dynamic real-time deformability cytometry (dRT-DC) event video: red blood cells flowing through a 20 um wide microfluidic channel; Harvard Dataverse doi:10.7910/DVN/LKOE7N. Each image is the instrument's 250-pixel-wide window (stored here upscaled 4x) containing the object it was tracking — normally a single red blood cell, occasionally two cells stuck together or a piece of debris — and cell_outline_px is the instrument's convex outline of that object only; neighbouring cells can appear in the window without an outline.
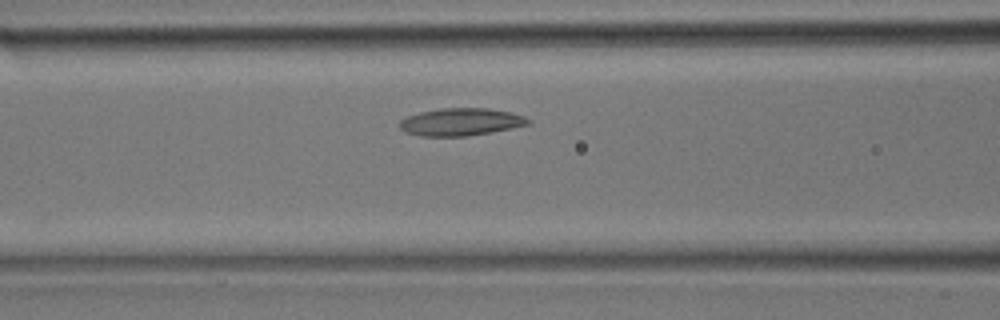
{"species": "common noctule bat (a hibernating species)", "species_latin": "Nyctalus noctula", "temperature_condition": "room temperature", "stored_images_in_passage": 17, "camera_frame_rate_fps": 3000, "um_per_image_px": 0.085, "animal": {"sex": "male", "body_mass_g": 17.9}, "frame": {"image": 1, "passage_image": 6, "time_ms": 1.667, "image_size_px": [1000, 320], "cell_outline_px": [[532, 120], [528, 124], [512, 128], [468, 136], [420, 136], [404, 132], [400, 128], [400, 120], [408, 116], [420, 112], [440, 108], [488, 108], [512, 112], [524, 116]], "centroid_in_image_um": [39.17, 10.36], "position_along_channel_um": 127.4, "area_um2": 20.63}}
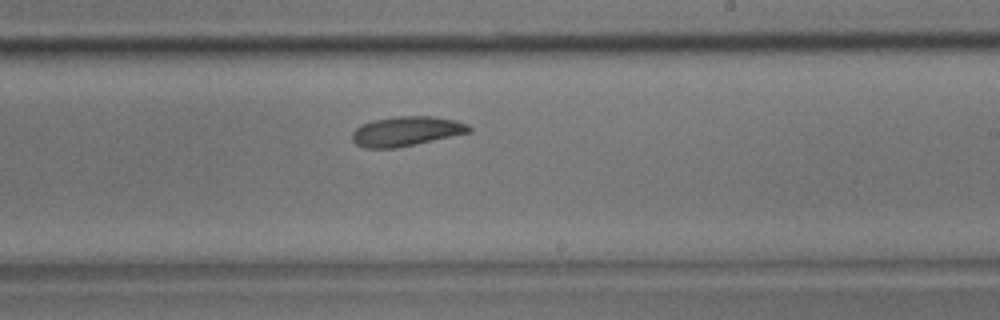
{"frame": {"image": 2, "passage_image": 12, "time_ms": 3.667, "image_size_px": [1000, 320], "cell_outline_px": [[472, 132], [416, 144], [396, 148], [364, 148], [356, 144], [352, 140], [352, 132], [356, 128], [372, 120], [400, 116], [432, 116], [452, 120], [468, 124], [472, 128]], "centroid_in_image_um": [34.54, 11.16], "position_along_channel_um": 254.5, "area_um2": 20.11}}
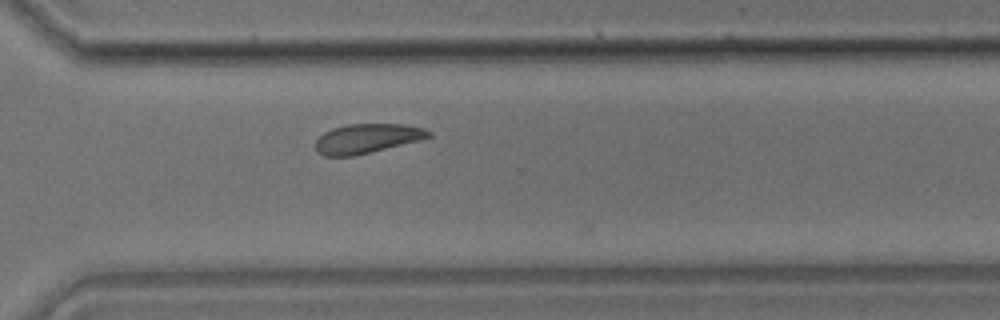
{"frame": {"image": 3, "passage_image": 16, "time_ms": 5.0, "image_size_px": [1000, 320], "cell_outline_px": [[432, 136], [420, 140], [352, 156], [324, 156], [316, 152], [316, 140], [324, 132], [332, 128], [348, 124], [408, 124], [424, 128], [432, 132]], "centroid_in_image_um": [31.2, 11.76], "position_along_channel_um": 339.4, "area_um2": 19.36}}